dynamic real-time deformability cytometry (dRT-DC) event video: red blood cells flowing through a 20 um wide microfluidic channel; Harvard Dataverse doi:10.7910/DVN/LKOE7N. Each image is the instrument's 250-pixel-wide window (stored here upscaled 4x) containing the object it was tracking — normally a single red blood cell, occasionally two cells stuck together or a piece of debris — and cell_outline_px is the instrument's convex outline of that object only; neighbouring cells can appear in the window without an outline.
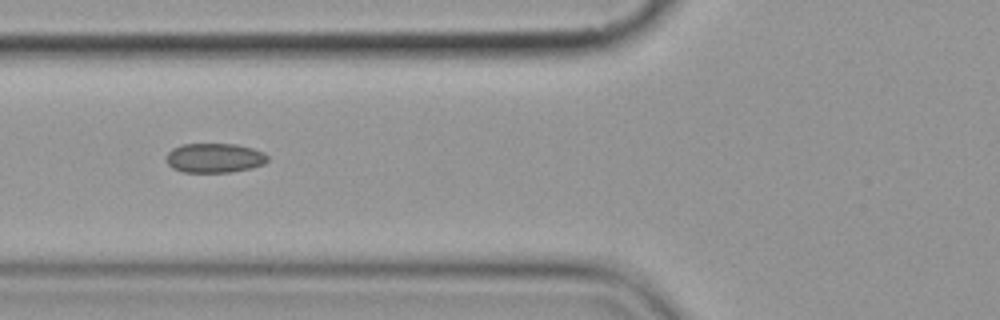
{"species": "common noctule bat (a hibernating species)", "species_latin": "Nyctalus noctula", "temperature_condition": "cold", "stored_images_in_passage": 14, "camera_frame_rate_fps": 3000, "um_per_image_px": 0.085, "animal": {"sex": "female", "body_mass_g": 19.9}, "frame": {"image": 1, "passage_image": 5, "time_ms": 5.667, "image_size_px": [1000, 320], "cell_outline_px": [[268, 160], [264, 164], [252, 168], [228, 172], [184, 172], [172, 168], [168, 164], [168, 152], [172, 148], [180, 144], [236, 144], [252, 148], [264, 152], [268, 156]], "centroid_in_image_um": [18.25, 13.42], "position_along_channel_um": 107.5, "area_um2": 17.4}}
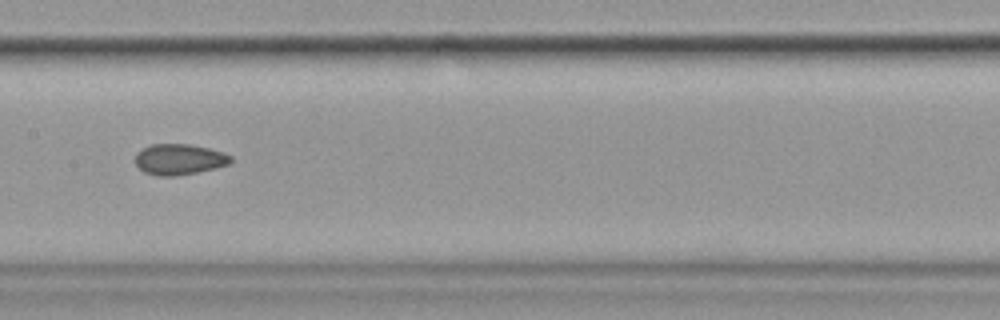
{"frame": {"image": 2, "passage_image": 7, "time_ms": 8.0, "image_size_px": [1000, 320], "cell_outline_px": [[232, 160], [228, 164], [196, 172], [176, 176], [156, 176], [144, 172], [136, 164], [136, 152], [152, 144], [188, 144], [208, 148], [224, 152], [232, 156]], "centroid_in_image_um": [15.22, 13.54], "position_along_channel_um": 192.2, "area_um2": 16.99}}
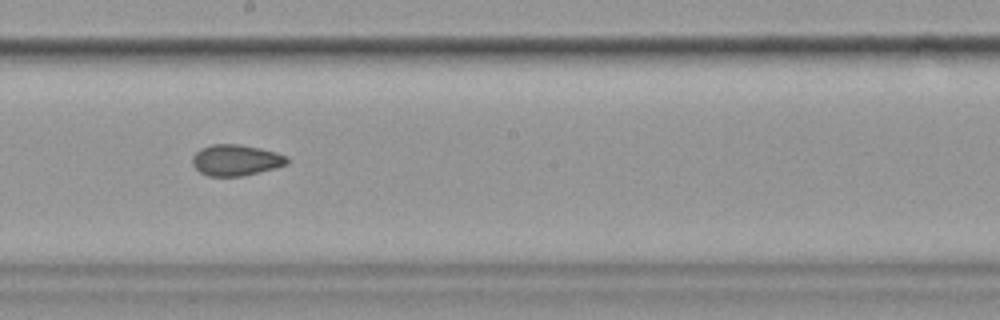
{"frame": {"image": 3, "passage_image": 8, "time_ms": 9.0, "image_size_px": [1000, 320], "cell_outline_px": [[288, 164], [276, 168], [240, 176], [208, 176], [200, 172], [192, 164], [192, 156], [200, 148], [212, 144], [240, 144], [260, 148], [276, 152], [288, 156]], "centroid_in_image_um": [20.05, 13.6], "position_along_channel_um": 228.1, "area_um2": 17.22}, "authors_computed_cell_mechanics": {"area_um2": 23.2356, "velocity_mm_per_s": 3.6271, "shape_relaxation_time_tau1_ms": 3.7021, "shape_relaxation_time_tau2_ms": 1.2887, "deformation_change_tau1": 0.0681, "deformation_change_tau2": 0.0328}}